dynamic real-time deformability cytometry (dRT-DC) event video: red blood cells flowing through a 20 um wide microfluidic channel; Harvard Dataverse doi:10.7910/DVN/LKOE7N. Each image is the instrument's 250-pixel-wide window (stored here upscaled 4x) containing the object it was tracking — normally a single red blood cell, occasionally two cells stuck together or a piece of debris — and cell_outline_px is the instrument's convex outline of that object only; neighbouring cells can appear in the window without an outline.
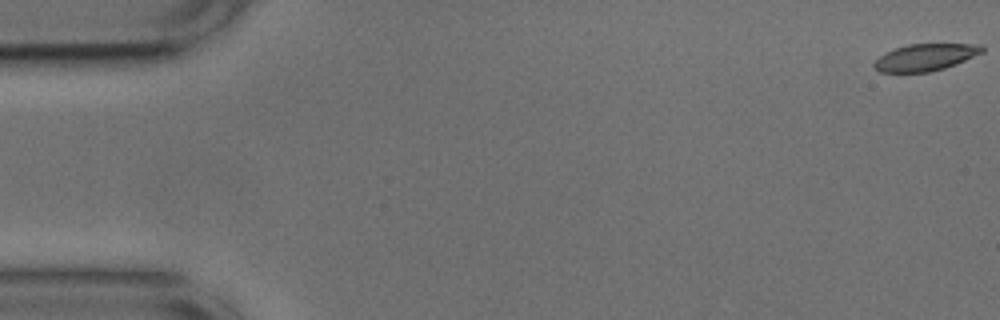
{"species": "common noctule bat (a hibernating species)", "species_latin": "Nyctalus noctula", "temperature_condition": "cold", "stored_images_in_passage": 54, "camera_frame_rate_fps": 3000, "um_per_image_px": 0.085, "animal": {"sex": "male", "body_mass_g": 17.9, "forearm_length_mm": 54.2}, "frame": {"image": 1, "passage_image": 1, "time_ms": 0.0, "image_size_px": [1000, 320], "cell_outline_px": [[984, 52], [956, 64], [944, 68], [928, 72], [880, 72], [872, 64], [884, 52], [908, 44], [980, 44], [984, 48]], "centroid_in_image_um": [78.66, 4.86], "position_along_channel_um": 6.3, "area_um2": 16.88}}
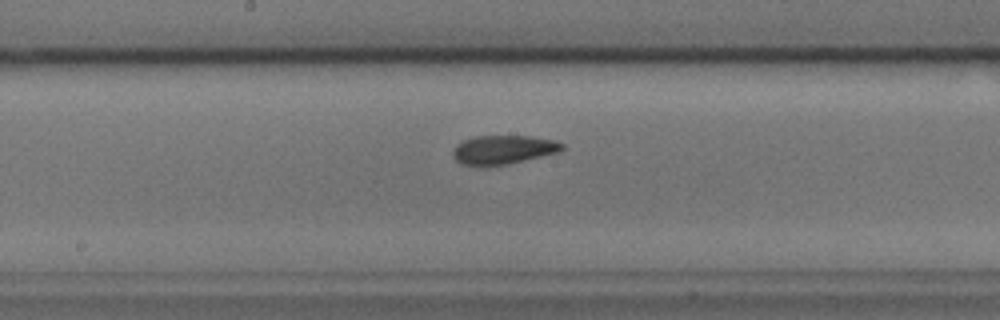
{"frame": {"image": 2, "passage_image": 28, "time_ms": 9.0, "image_size_px": [1000, 320], "cell_outline_px": [[564, 148], [560, 152], [508, 164], [460, 164], [452, 156], [452, 152], [456, 144], [464, 140], [476, 136], [528, 136], [552, 140], [564, 144]], "centroid_in_image_um": [42.78, 12.71], "position_along_channel_um": 205.4, "area_um2": 18.03}}
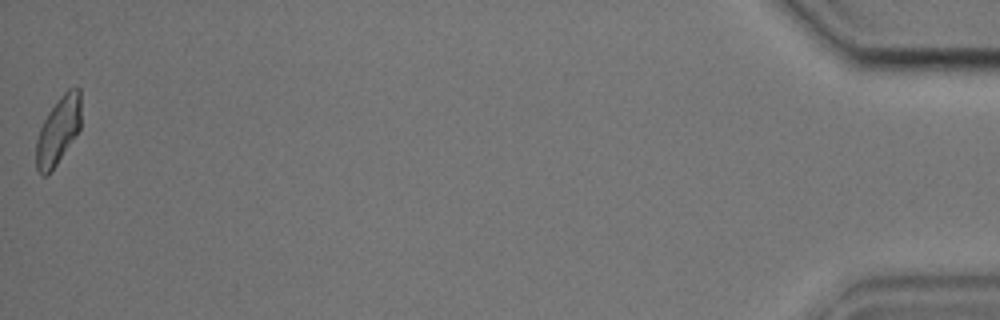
{"frame": {"image": 3, "passage_image": 54, "time_ms": 17.667, "image_size_px": [1000, 320], "cell_outline_px": [[80, 128], [76, 136], [48, 176], [44, 176], [36, 168], [36, 140], [40, 128], [48, 112], [60, 96], [68, 88], [80, 88]], "centroid_in_image_um": [4.94, 11.1], "position_along_channel_um": 430.3, "area_um2": 17.63}, "authors_computed_cell_mechanics": {"area_um2": 18.1781, "velocity_mm_per_s": 3.7173, "shape_relaxation_time_tau1_ms": 3.5115, "shape_relaxation_time_tau2_ms": 1.7514, "deformation_change_tau1": 0.1301, "deformation_change_tau2": 0.0701}}